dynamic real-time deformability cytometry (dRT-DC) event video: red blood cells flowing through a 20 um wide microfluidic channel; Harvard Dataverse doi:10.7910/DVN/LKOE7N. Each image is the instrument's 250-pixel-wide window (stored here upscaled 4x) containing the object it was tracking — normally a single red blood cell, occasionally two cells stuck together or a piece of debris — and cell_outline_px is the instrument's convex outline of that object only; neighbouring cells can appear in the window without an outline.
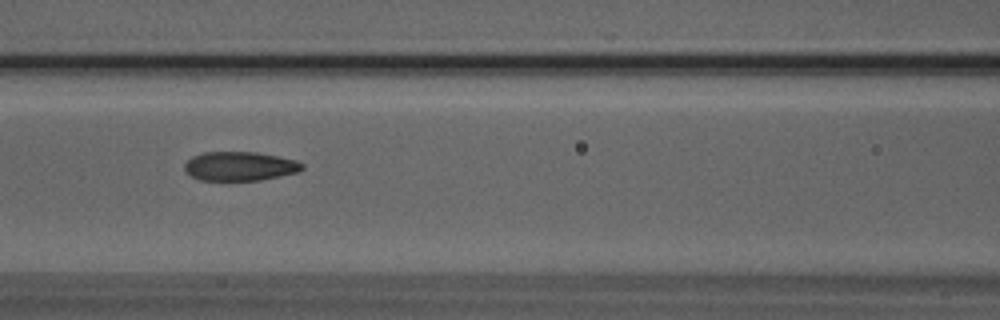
{"species": "Egyptian fruit bat (a non-hibernating species)", "species_latin": "Rousettus aegyptiacus", "temperature_condition": "room temperature", "stored_images_in_passage": 6, "camera_frame_rate_fps": 3000, "um_per_image_px": 0.085, "animal": {"sex": "male"}, "frame": {"image": 1, "passage_image": 3, "time_ms": 0.667, "image_size_px": [1000, 320], "cell_outline_px": [[304, 168], [300, 172], [260, 180], [200, 180], [192, 176], [184, 168], [184, 164], [192, 156], [204, 152], [256, 152], [296, 160], [304, 164]], "centroid_in_image_um": [20.41, 14.12], "position_along_channel_um": 146.2, "area_um2": 19.88}}
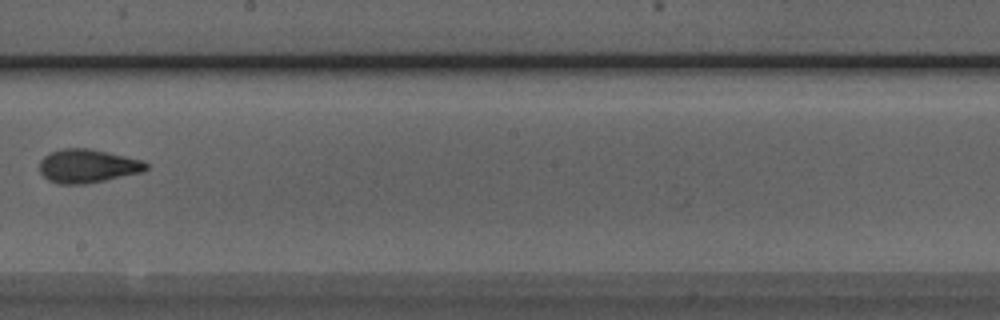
{"frame": {"image": 2, "passage_image": 5, "time_ms": 1.333, "image_size_px": [1000, 320], "cell_outline_px": [[148, 168], [144, 172], [84, 184], [60, 184], [48, 180], [40, 172], [40, 160], [44, 156], [52, 152], [64, 148], [88, 148], [108, 152], [140, 160], [148, 164]], "centroid_in_image_um": [7.44, 14.11], "position_along_channel_um": 240.8, "area_um2": 20.69}}
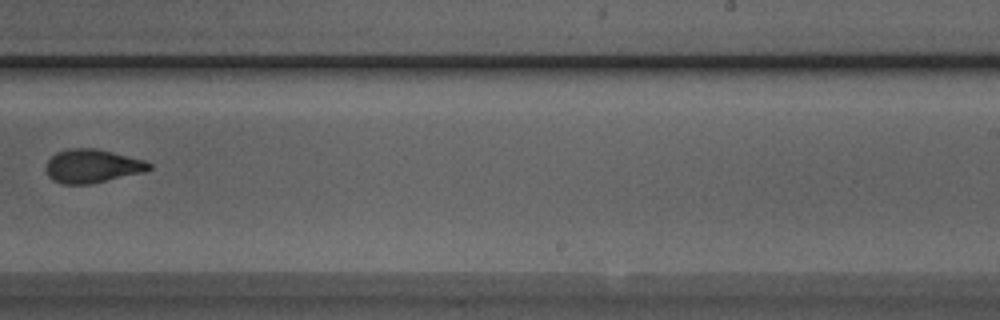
{"frame": {"image": 3, "passage_image": 6, "time_ms": 1.667, "image_size_px": [1000, 320], "cell_outline_px": [[152, 168], [144, 172], [88, 184], [60, 184], [52, 180], [48, 176], [44, 168], [48, 160], [56, 152], [68, 148], [96, 148], [144, 160], [152, 164]], "centroid_in_image_um": [7.8, 14.11], "position_along_channel_um": 281.2, "area_um2": 20.23}}